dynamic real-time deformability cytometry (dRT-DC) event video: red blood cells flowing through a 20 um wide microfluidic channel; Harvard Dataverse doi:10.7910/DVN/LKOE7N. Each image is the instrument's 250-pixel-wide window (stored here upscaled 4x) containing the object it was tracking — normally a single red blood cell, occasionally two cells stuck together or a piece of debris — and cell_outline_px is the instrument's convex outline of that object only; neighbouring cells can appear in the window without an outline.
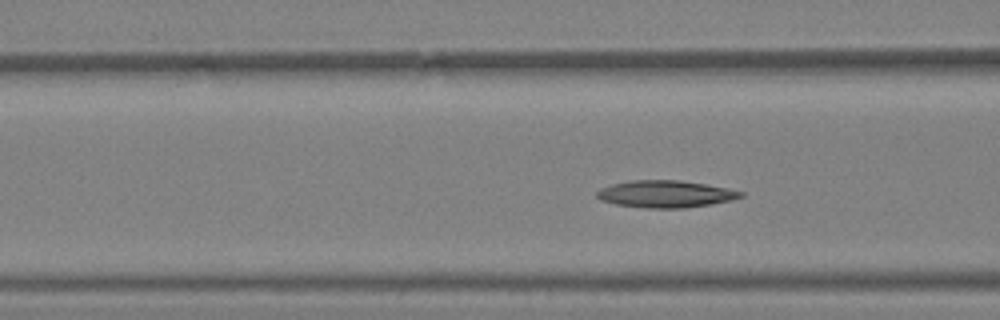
{"species": "Egyptian fruit bat (a non-hibernating species)", "species_latin": "Rousettus aegyptiacus", "temperature_condition": "warm", "stored_images_in_passage": 8, "camera_frame_rate_fps": 3000, "um_per_image_px": 0.085, "animal": {"sex": "female"}, "frame": {"image": 1, "passage_image": 8, "time_ms": 2.333, "image_size_px": [1000, 320], "cell_outline_px": [[744, 196], [732, 200], [684, 208], [648, 208], [616, 204], [600, 200], [596, 196], [596, 192], [600, 188], [612, 184], [628, 180], [680, 180], [704, 184], [744, 192]], "centroid_in_image_um": [56.52, 16.48], "position_along_channel_um": 110.1, "area_um2": 22.54}}